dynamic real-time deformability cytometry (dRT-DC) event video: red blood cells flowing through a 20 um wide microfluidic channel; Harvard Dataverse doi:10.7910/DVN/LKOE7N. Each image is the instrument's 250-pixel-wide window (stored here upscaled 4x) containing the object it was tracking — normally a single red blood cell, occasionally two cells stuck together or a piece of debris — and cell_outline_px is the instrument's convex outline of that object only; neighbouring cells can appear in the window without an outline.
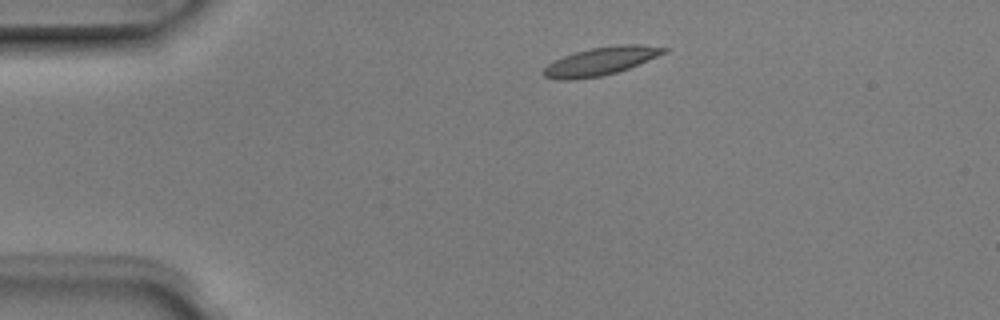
{"species": "Egyptian fruit bat (a non-hibernating species)", "species_latin": "Rousettus aegyptiacus", "temperature_condition": "room temperature", "stored_images_in_passage": 5, "camera_frame_rate_fps": 3000, "um_per_image_px": 0.085, "animal": {"sex": "male"}, "frame": {"image": 1, "passage_image": 1, "time_ms": 0.0, "image_size_px": [1000, 320], "cell_outline_px": [[668, 52], [628, 68], [616, 72], [600, 76], [576, 80], [556, 80], [544, 76], [540, 72], [548, 64], [564, 56], [576, 52], [592, 48], [616, 44], [640, 44], [668, 48]], "centroid_in_image_um": [51.05, 5.2], "position_along_channel_um": 34.0, "area_um2": 19.71}}
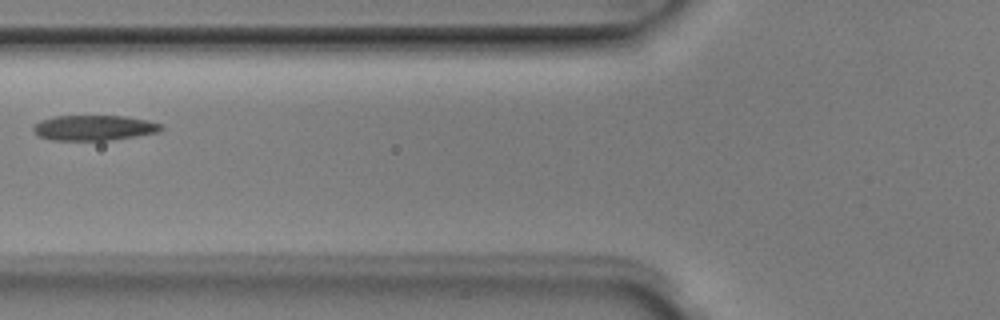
{"frame": {"image": 2, "passage_image": 4, "time_ms": 1.0, "image_size_px": [1000, 320], "cell_outline_px": [[164, 128], [160, 132], [136, 136], [108, 140], [52, 140], [36, 136], [32, 132], [32, 128], [40, 120], [52, 116], [128, 116], [148, 120], [164, 124]], "centroid_in_image_um": [8.0, 10.86], "position_along_channel_um": 117.8, "area_um2": 19.13}}
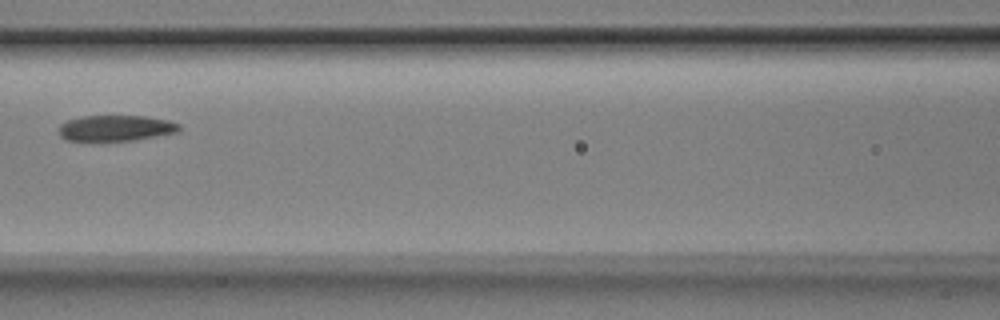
{"frame": {"image": 3, "passage_image": 5, "time_ms": 1.333, "image_size_px": [1000, 320], "cell_outline_px": [[180, 132], [132, 140], [64, 140], [60, 136], [56, 128], [60, 124], [68, 120], [84, 116], [144, 116], [168, 120], [180, 124]], "centroid_in_image_um": [9.82, 10.88], "position_along_channel_um": 156.8, "area_um2": 18.09}}